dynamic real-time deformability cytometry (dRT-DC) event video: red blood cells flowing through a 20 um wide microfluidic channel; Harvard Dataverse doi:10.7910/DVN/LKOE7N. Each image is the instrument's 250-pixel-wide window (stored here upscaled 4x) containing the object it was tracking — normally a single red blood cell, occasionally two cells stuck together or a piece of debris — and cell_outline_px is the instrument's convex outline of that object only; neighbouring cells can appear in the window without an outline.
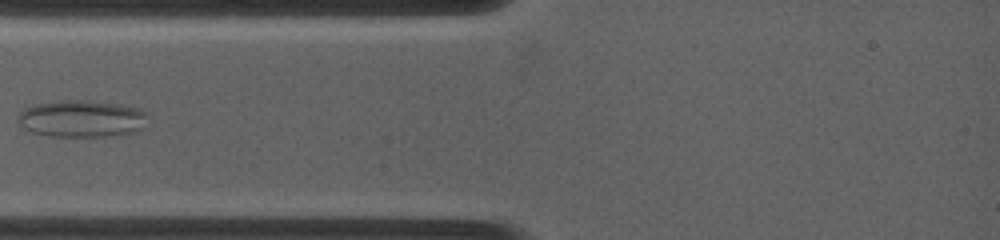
{"species": "common noctule bat (a hibernating species)", "species_latin": "Nyctalus noctula", "temperature_condition": "warm", "stored_images_in_passage": 7, "camera_frame_rate_fps": 4500, "um_per_image_px": 0.085, "animal": {"sex": "female", "body_mass_g": 19.0, "forearm_length_mm": 53.3}, "frame": {"image": 1, "passage_image": 4, "time_ms": 2.222, "image_size_px": [1000, 240], "cell_outline_px": [[148, 112], [144, 128], [136, 132], [112, 136], [48, 136], [32, 132], [24, 128], [16, 120], [16, 116], [24, 108], [36, 104], [60, 100], [88, 100], [120, 104], [140, 108]], "centroid_in_image_um": [6.97, 10.08], "position_along_channel_um": 78.0, "area_um2": 28.44}}
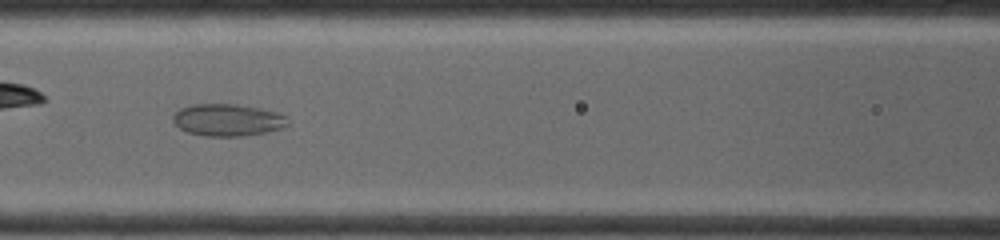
{"frame": {"image": 2, "passage_image": 6, "time_ms": 4.0, "image_size_px": [1000, 240], "cell_outline_px": [[288, 124], [280, 128], [264, 132], [244, 136], [204, 136], [188, 132], [180, 128], [172, 120], [172, 116], [180, 108], [192, 104], [236, 104], [260, 108], [276, 112], [288, 116]], "centroid_in_image_um": [19.34, 10.19], "position_along_channel_um": 147.3, "area_um2": 21.44}}